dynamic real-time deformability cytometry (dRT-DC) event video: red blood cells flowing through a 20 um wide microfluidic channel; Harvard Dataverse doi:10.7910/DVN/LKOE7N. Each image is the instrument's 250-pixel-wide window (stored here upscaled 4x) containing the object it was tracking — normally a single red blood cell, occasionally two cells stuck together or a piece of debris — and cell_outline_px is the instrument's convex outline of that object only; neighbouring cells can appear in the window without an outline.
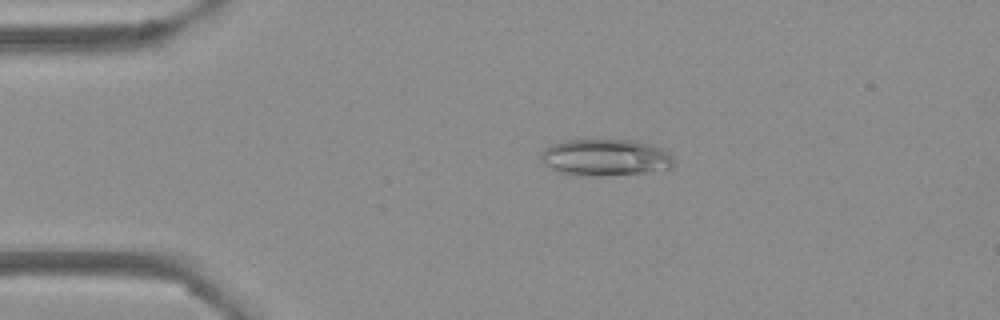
{"species": "Egyptian fruit bat (a non-hibernating species)", "species_latin": "Rousettus aegyptiacus", "temperature_condition": "cold", "stored_images_in_passage": 53, "camera_frame_rate_fps": 3000, "um_per_image_px": 0.085, "frame": {"image": 1, "passage_image": 11, "time_ms": 3.333, "image_size_px": [1000, 320], "cell_outline_px": [[672, 168], [644, 172], [560, 172], [544, 164], [540, 160], [540, 152], [544, 148], [568, 140], [628, 140], [652, 144], [668, 152], [672, 156]], "centroid_in_image_um": [51.47, 13.31], "position_along_channel_um": 33.5, "area_um2": 26.7}}
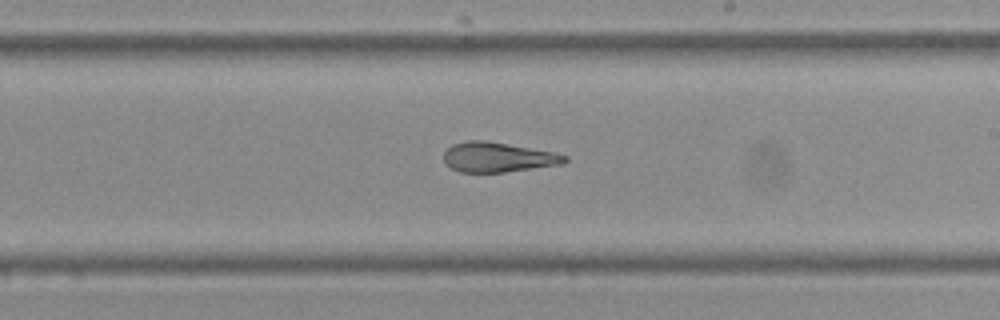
{"frame": {"image": 2, "passage_image": 31, "time_ms": 10.0, "image_size_px": [1000, 320], "cell_outline_px": [[568, 160], [564, 164], [504, 172], [460, 172], [444, 164], [444, 152], [452, 144], [468, 140], [484, 140], [556, 152], [568, 156]], "centroid_in_image_um": [42.33, 13.36], "position_along_channel_um": 246.7, "area_um2": 21.15}}
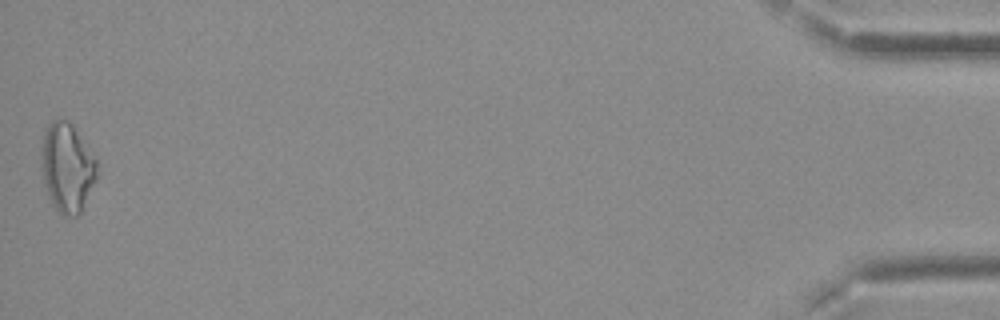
{"frame": {"image": 3, "passage_image": 53, "time_ms": 17.333, "image_size_px": [1000, 320], "cell_outline_px": [[96, 180], [80, 212], [76, 216], [64, 216], [52, 204], [44, 184], [40, 148], [44, 132], [48, 124], [52, 120], [68, 120], [72, 124], [96, 160]], "centroid_in_image_um": [5.68, 14.23], "position_along_channel_um": 429.5, "area_um2": 28.5}, "authors_computed_cell_mechanics": {"area_um2": 23.5824, "velocity_mm_per_s": 3.7979, "shape_relaxation_time_tau1_ms": null, "shape_relaxation_time_tau2_ms": 3.2577, "deformation_change_tau1": null, "deformation_change_tau2": 0.1037}}